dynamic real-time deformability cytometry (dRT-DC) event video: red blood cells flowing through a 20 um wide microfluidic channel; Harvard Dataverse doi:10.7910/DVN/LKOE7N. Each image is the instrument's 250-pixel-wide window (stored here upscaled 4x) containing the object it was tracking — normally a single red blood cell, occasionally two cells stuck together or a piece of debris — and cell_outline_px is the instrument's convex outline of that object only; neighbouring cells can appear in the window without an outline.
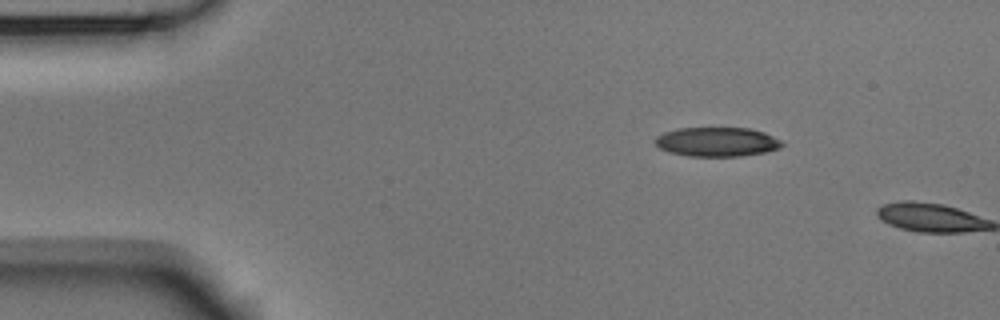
{"species": "Egyptian fruit bat (a non-hibernating species)", "species_latin": "Rousettus aegyptiacus", "temperature_condition": "room temperature", "stored_images_in_passage": 2, "camera_frame_rate_fps": 3000, "um_per_image_px": 0.085, "animal": {"sex": "male"}, "frame": {"image": 1, "passage_image": 1, "time_ms": 0.0, "image_size_px": [1000, 320], "cell_outline_px": [[784, 144], [780, 148], [764, 152], [740, 156], [688, 156], [668, 152], [660, 148], [652, 140], [656, 136], [664, 132], [676, 128], [748, 128], [764, 132], [780, 140]], "centroid_in_image_um": [60.9, 12.05], "position_along_channel_um": 24.1, "area_um2": 21.68}}